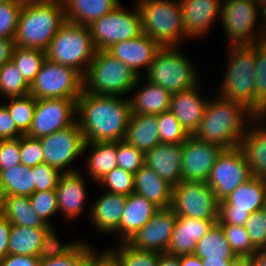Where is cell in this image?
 <instances>
[{
  "label": "cell",
  "mask_w": 266,
  "mask_h": 266,
  "mask_svg": "<svg viewBox=\"0 0 266 266\" xmlns=\"http://www.w3.org/2000/svg\"><path fill=\"white\" fill-rule=\"evenodd\" d=\"M131 116L128 98L84 92L77 99V118L85 141L108 142L124 139Z\"/></svg>",
  "instance_id": "6da1fadb"
},
{
  "label": "cell",
  "mask_w": 266,
  "mask_h": 266,
  "mask_svg": "<svg viewBox=\"0 0 266 266\" xmlns=\"http://www.w3.org/2000/svg\"><path fill=\"white\" fill-rule=\"evenodd\" d=\"M207 103L205 113L193 136L227 149L238 148L248 125L256 116L243 104L216 94ZM217 97V98H216Z\"/></svg>",
  "instance_id": "7a4b0ae2"
},
{
  "label": "cell",
  "mask_w": 266,
  "mask_h": 266,
  "mask_svg": "<svg viewBox=\"0 0 266 266\" xmlns=\"http://www.w3.org/2000/svg\"><path fill=\"white\" fill-rule=\"evenodd\" d=\"M65 22L62 0H24L14 45L46 51Z\"/></svg>",
  "instance_id": "3957f363"
},
{
  "label": "cell",
  "mask_w": 266,
  "mask_h": 266,
  "mask_svg": "<svg viewBox=\"0 0 266 266\" xmlns=\"http://www.w3.org/2000/svg\"><path fill=\"white\" fill-rule=\"evenodd\" d=\"M228 48V62L216 94L243 104L257 117L265 108L255 99V44Z\"/></svg>",
  "instance_id": "277c9868"
},
{
  "label": "cell",
  "mask_w": 266,
  "mask_h": 266,
  "mask_svg": "<svg viewBox=\"0 0 266 266\" xmlns=\"http://www.w3.org/2000/svg\"><path fill=\"white\" fill-rule=\"evenodd\" d=\"M142 32L161 47L180 46L190 39L184 31L179 0H137ZM180 43V44H179Z\"/></svg>",
  "instance_id": "5b68a950"
},
{
  "label": "cell",
  "mask_w": 266,
  "mask_h": 266,
  "mask_svg": "<svg viewBox=\"0 0 266 266\" xmlns=\"http://www.w3.org/2000/svg\"><path fill=\"white\" fill-rule=\"evenodd\" d=\"M83 91L94 95H131L139 76L105 50H97L83 76Z\"/></svg>",
  "instance_id": "8992f818"
},
{
  "label": "cell",
  "mask_w": 266,
  "mask_h": 266,
  "mask_svg": "<svg viewBox=\"0 0 266 266\" xmlns=\"http://www.w3.org/2000/svg\"><path fill=\"white\" fill-rule=\"evenodd\" d=\"M199 74L180 46H163L156 52L144 75L149 82L175 94L200 83Z\"/></svg>",
  "instance_id": "52a82bcc"
},
{
  "label": "cell",
  "mask_w": 266,
  "mask_h": 266,
  "mask_svg": "<svg viewBox=\"0 0 266 266\" xmlns=\"http://www.w3.org/2000/svg\"><path fill=\"white\" fill-rule=\"evenodd\" d=\"M259 12L257 4L246 0L221 1L220 22L228 47L252 46L266 39V20Z\"/></svg>",
  "instance_id": "ba28073f"
},
{
  "label": "cell",
  "mask_w": 266,
  "mask_h": 266,
  "mask_svg": "<svg viewBox=\"0 0 266 266\" xmlns=\"http://www.w3.org/2000/svg\"><path fill=\"white\" fill-rule=\"evenodd\" d=\"M96 51L89 27L66 21L50 41L46 58L84 76Z\"/></svg>",
  "instance_id": "9c48e42d"
},
{
  "label": "cell",
  "mask_w": 266,
  "mask_h": 266,
  "mask_svg": "<svg viewBox=\"0 0 266 266\" xmlns=\"http://www.w3.org/2000/svg\"><path fill=\"white\" fill-rule=\"evenodd\" d=\"M83 75L46 58L30 84L29 94L35 99H78L83 93Z\"/></svg>",
  "instance_id": "30bf717a"
},
{
  "label": "cell",
  "mask_w": 266,
  "mask_h": 266,
  "mask_svg": "<svg viewBox=\"0 0 266 266\" xmlns=\"http://www.w3.org/2000/svg\"><path fill=\"white\" fill-rule=\"evenodd\" d=\"M132 10L120 4L88 26L96 50H106L117 42L143 34L141 16L136 4Z\"/></svg>",
  "instance_id": "8fae6325"
},
{
  "label": "cell",
  "mask_w": 266,
  "mask_h": 266,
  "mask_svg": "<svg viewBox=\"0 0 266 266\" xmlns=\"http://www.w3.org/2000/svg\"><path fill=\"white\" fill-rule=\"evenodd\" d=\"M171 209L177 216L218 220L219 201L204 181H181L173 186Z\"/></svg>",
  "instance_id": "7c38bea8"
},
{
  "label": "cell",
  "mask_w": 266,
  "mask_h": 266,
  "mask_svg": "<svg viewBox=\"0 0 266 266\" xmlns=\"http://www.w3.org/2000/svg\"><path fill=\"white\" fill-rule=\"evenodd\" d=\"M44 163L51 165L62 173H74L80 169L71 164L84 154L85 137L76 121L73 125L48 136L40 138Z\"/></svg>",
  "instance_id": "4fadbf2b"
},
{
  "label": "cell",
  "mask_w": 266,
  "mask_h": 266,
  "mask_svg": "<svg viewBox=\"0 0 266 266\" xmlns=\"http://www.w3.org/2000/svg\"><path fill=\"white\" fill-rule=\"evenodd\" d=\"M77 118V99H36L31 127L26 134L42 138L73 125Z\"/></svg>",
  "instance_id": "5bb4252c"
},
{
  "label": "cell",
  "mask_w": 266,
  "mask_h": 266,
  "mask_svg": "<svg viewBox=\"0 0 266 266\" xmlns=\"http://www.w3.org/2000/svg\"><path fill=\"white\" fill-rule=\"evenodd\" d=\"M250 167L239 148L224 150L213 166L207 184L218 201L226 199L239 185L252 178Z\"/></svg>",
  "instance_id": "9a60e30c"
},
{
  "label": "cell",
  "mask_w": 266,
  "mask_h": 266,
  "mask_svg": "<svg viewBox=\"0 0 266 266\" xmlns=\"http://www.w3.org/2000/svg\"><path fill=\"white\" fill-rule=\"evenodd\" d=\"M224 150L219 145L200 141L190 135L182 143V181L206 182L217 158Z\"/></svg>",
  "instance_id": "2e32d148"
},
{
  "label": "cell",
  "mask_w": 266,
  "mask_h": 266,
  "mask_svg": "<svg viewBox=\"0 0 266 266\" xmlns=\"http://www.w3.org/2000/svg\"><path fill=\"white\" fill-rule=\"evenodd\" d=\"M177 220L171 208L158 210L127 243L135 249L166 252Z\"/></svg>",
  "instance_id": "e0dca14e"
},
{
  "label": "cell",
  "mask_w": 266,
  "mask_h": 266,
  "mask_svg": "<svg viewBox=\"0 0 266 266\" xmlns=\"http://www.w3.org/2000/svg\"><path fill=\"white\" fill-rule=\"evenodd\" d=\"M160 48L155 40L143 33L135 38L117 42L105 51L131 68L138 76H143L140 71L142 69L148 71Z\"/></svg>",
  "instance_id": "ac0fdd59"
},
{
  "label": "cell",
  "mask_w": 266,
  "mask_h": 266,
  "mask_svg": "<svg viewBox=\"0 0 266 266\" xmlns=\"http://www.w3.org/2000/svg\"><path fill=\"white\" fill-rule=\"evenodd\" d=\"M222 0H179L182 8L185 34L191 39H199L208 34L220 19Z\"/></svg>",
  "instance_id": "d6986e66"
},
{
  "label": "cell",
  "mask_w": 266,
  "mask_h": 266,
  "mask_svg": "<svg viewBox=\"0 0 266 266\" xmlns=\"http://www.w3.org/2000/svg\"><path fill=\"white\" fill-rule=\"evenodd\" d=\"M82 172L63 173L56 186L59 214L68 221L82 216L88 200L87 186Z\"/></svg>",
  "instance_id": "ffe728a7"
},
{
  "label": "cell",
  "mask_w": 266,
  "mask_h": 266,
  "mask_svg": "<svg viewBox=\"0 0 266 266\" xmlns=\"http://www.w3.org/2000/svg\"><path fill=\"white\" fill-rule=\"evenodd\" d=\"M127 195L105 191L89 205V222L101 235L111 236L118 230ZM95 201V202H94Z\"/></svg>",
  "instance_id": "44dd1931"
},
{
  "label": "cell",
  "mask_w": 266,
  "mask_h": 266,
  "mask_svg": "<svg viewBox=\"0 0 266 266\" xmlns=\"http://www.w3.org/2000/svg\"><path fill=\"white\" fill-rule=\"evenodd\" d=\"M201 86L198 83L188 90L172 94L171 97L169 110L175 115L189 135H193L197 130L209 101L202 94Z\"/></svg>",
  "instance_id": "7402d4cb"
},
{
  "label": "cell",
  "mask_w": 266,
  "mask_h": 266,
  "mask_svg": "<svg viewBox=\"0 0 266 266\" xmlns=\"http://www.w3.org/2000/svg\"><path fill=\"white\" fill-rule=\"evenodd\" d=\"M217 221L177 216L166 253L176 256L193 254L197 242L212 229Z\"/></svg>",
  "instance_id": "603a6c76"
},
{
  "label": "cell",
  "mask_w": 266,
  "mask_h": 266,
  "mask_svg": "<svg viewBox=\"0 0 266 266\" xmlns=\"http://www.w3.org/2000/svg\"><path fill=\"white\" fill-rule=\"evenodd\" d=\"M238 148L253 177L266 180V126L256 117L247 127Z\"/></svg>",
  "instance_id": "cb8c5ba5"
},
{
  "label": "cell",
  "mask_w": 266,
  "mask_h": 266,
  "mask_svg": "<svg viewBox=\"0 0 266 266\" xmlns=\"http://www.w3.org/2000/svg\"><path fill=\"white\" fill-rule=\"evenodd\" d=\"M160 208L136 192L127 196L118 230L112 235L127 242Z\"/></svg>",
  "instance_id": "d4e9b609"
},
{
  "label": "cell",
  "mask_w": 266,
  "mask_h": 266,
  "mask_svg": "<svg viewBox=\"0 0 266 266\" xmlns=\"http://www.w3.org/2000/svg\"><path fill=\"white\" fill-rule=\"evenodd\" d=\"M181 154L182 144L160 143L145 153V164L174 186L182 181Z\"/></svg>",
  "instance_id": "484cf974"
},
{
  "label": "cell",
  "mask_w": 266,
  "mask_h": 266,
  "mask_svg": "<svg viewBox=\"0 0 266 266\" xmlns=\"http://www.w3.org/2000/svg\"><path fill=\"white\" fill-rule=\"evenodd\" d=\"M142 77L143 76H139L136 84L131 89V92L135 93L129 98L131 113L158 115L168 111L170 109L172 94L161 86L149 82L145 78V85H139L141 84Z\"/></svg>",
  "instance_id": "4316f807"
},
{
  "label": "cell",
  "mask_w": 266,
  "mask_h": 266,
  "mask_svg": "<svg viewBox=\"0 0 266 266\" xmlns=\"http://www.w3.org/2000/svg\"><path fill=\"white\" fill-rule=\"evenodd\" d=\"M266 180L252 177L239 185L226 199L219 201V210H240L250 213L265 209Z\"/></svg>",
  "instance_id": "83f0119b"
},
{
  "label": "cell",
  "mask_w": 266,
  "mask_h": 266,
  "mask_svg": "<svg viewBox=\"0 0 266 266\" xmlns=\"http://www.w3.org/2000/svg\"><path fill=\"white\" fill-rule=\"evenodd\" d=\"M134 192L142 195L160 209L171 208L173 185L159 177L146 164L134 174Z\"/></svg>",
  "instance_id": "f1b7e54d"
},
{
  "label": "cell",
  "mask_w": 266,
  "mask_h": 266,
  "mask_svg": "<svg viewBox=\"0 0 266 266\" xmlns=\"http://www.w3.org/2000/svg\"><path fill=\"white\" fill-rule=\"evenodd\" d=\"M65 19L78 25L89 26L121 4L119 0H62Z\"/></svg>",
  "instance_id": "f546056e"
},
{
  "label": "cell",
  "mask_w": 266,
  "mask_h": 266,
  "mask_svg": "<svg viewBox=\"0 0 266 266\" xmlns=\"http://www.w3.org/2000/svg\"><path fill=\"white\" fill-rule=\"evenodd\" d=\"M123 140L144 153L160 144L157 115L131 113Z\"/></svg>",
  "instance_id": "4dcf8cb0"
},
{
  "label": "cell",
  "mask_w": 266,
  "mask_h": 266,
  "mask_svg": "<svg viewBox=\"0 0 266 266\" xmlns=\"http://www.w3.org/2000/svg\"><path fill=\"white\" fill-rule=\"evenodd\" d=\"M92 149L90 151V149ZM88 149L86 172L91 181L98 182L104 178L109 172L117 167V141L108 142H87L84 152Z\"/></svg>",
  "instance_id": "1f68e13d"
},
{
  "label": "cell",
  "mask_w": 266,
  "mask_h": 266,
  "mask_svg": "<svg viewBox=\"0 0 266 266\" xmlns=\"http://www.w3.org/2000/svg\"><path fill=\"white\" fill-rule=\"evenodd\" d=\"M1 214L11 225L44 228L47 224L32 209L28 196H1Z\"/></svg>",
  "instance_id": "d6a6232c"
},
{
  "label": "cell",
  "mask_w": 266,
  "mask_h": 266,
  "mask_svg": "<svg viewBox=\"0 0 266 266\" xmlns=\"http://www.w3.org/2000/svg\"><path fill=\"white\" fill-rule=\"evenodd\" d=\"M34 192L35 182L31 167L18 164L0 173V196L30 197Z\"/></svg>",
  "instance_id": "836d02e7"
},
{
  "label": "cell",
  "mask_w": 266,
  "mask_h": 266,
  "mask_svg": "<svg viewBox=\"0 0 266 266\" xmlns=\"http://www.w3.org/2000/svg\"><path fill=\"white\" fill-rule=\"evenodd\" d=\"M50 227L48 224L44 228L11 225L8 254L37 257L43 237Z\"/></svg>",
  "instance_id": "e575fe53"
},
{
  "label": "cell",
  "mask_w": 266,
  "mask_h": 266,
  "mask_svg": "<svg viewBox=\"0 0 266 266\" xmlns=\"http://www.w3.org/2000/svg\"><path fill=\"white\" fill-rule=\"evenodd\" d=\"M193 254L202 260H233L236 258L218 223L197 242Z\"/></svg>",
  "instance_id": "d590c367"
},
{
  "label": "cell",
  "mask_w": 266,
  "mask_h": 266,
  "mask_svg": "<svg viewBox=\"0 0 266 266\" xmlns=\"http://www.w3.org/2000/svg\"><path fill=\"white\" fill-rule=\"evenodd\" d=\"M46 60V51L35 48H24L15 45L11 61L24 79L31 84Z\"/></svg>",
  "instance_id": "8d00e7d4"
},
{
  "label": "cell",
  "mask_w": 266,
  "mask_h": 266,
  "mask_svg": "<svg viewBox=\"0 0 266 266\" xmlns=\"http://www.w3.org/2000/svg\"><path fill=\"white\" fill-rule=\"evenodd\" d=\"M9 102L4 103L18 130L26 135L31 127L36 99L32 95L6 98Z\"/></svg>",
  "instance_id": "74e56055"
},
{
  "label": "cell",
  "mask_w": 266,
  "mask_h": 266,
  "mask_svg": "<svg viewBox=\"0 0 266 266\" xmlns=\"http://www.w3.org/2000/svg\"><path fill=\"white\" fill-rule=\"evenodd\" d=\"M30 84L19 73L12 61L0 67V97L11 98L29 95Z\"/></svg>",
  "instance_id": "f35d334b"
},
{
  "label": "cell",
  "mask_w": 266,
  "mask_h": 266,
  "mask_svg": "<svg viewBox=\"0 0 266 266\" xmlns=\"http://www.w3.org/2000/svg\"><path fill=\"white\" fill-rule=\"evenodd\" d=\"M114 248H108L117 258L120 266H157L160 252L138 250L127 242H118Z\"/></svg>",
  "instance_id": "ab89813d"
},
{
  "label": "cell",
  "mask_w": 266,
  "mask_h": 266,
  "mask_svg": "<svg viewBox=\"0 0 266 266\" xmlns=\"http://www.w3.org/2000/svg\"><path fill=\"white\" fill-rule=\"evenodd\" d=\"M157 122L161 143L182 144L190 136L170 110L158 114Z\"/></svg>",
  "instance_id": "60d3db41"
},
{
  "label": "cell",
  "mask_w": 266,
  "mask_h": 266,
  "mask_svg": "<svg viewBox=\"0 0 266 266\" xmlns=\"http://www.w3.org/2000/svg\"><path fill=\"white\" fill-rule=\"evenodd\" d=\"M223 229L226 240L228 241L236 257L251 258L258 250L252 245L245 226L219 224Z\"/></svg>",
  "instance_id": "b9f144b4"
},
{
  "label": "cell",
  "mask_w": 266,
  "mask_h": 266,
  "mask_svg": "<svg viewBox=\"0 0 266 266\" xmlns=\"http://www.w3.org/2000/svg\"><path fill=\"white\" fill-rule=\"evenodd\" d=\"M98 183L110 193L128 196L134 192V174L120 167L114 168Z\"/></svg>",
  "instance_id": "7bdbcfd3"
},
{
  "label": "cell",
  "mask_w": 266,
  "mask_h": 266,
  "mask_svg": "<svg viewBox=\"0 0 266 266\" xmlns=\"http://www.w3.org/2000/svg\"><path fill=\"white\" fill-rule=\"evenodd\" d=\"M51 226L43 237L37 257L40 260L52 259L69 253L80 241L61 243L56 233V227Z\"/></svg>",
  "instance_id": "ee69618b"
},
{
  "label": "cell",
  "mask_w": 266,
  "mask_h": 266,
  "mask_svg": "<svg viewBox=\"0 0 266 266\" xmlns=\"http://www.w3.org/2000/svg\"><path fill=\"white\" fill-rule=\"evenodd\" d=\"M24 0L0 3V38L14 39Z\"/></svg>",
  "instance_id": "f6af8a7d"
},
{
  "label": "cell",
  "mask_w": 266,
  "mask_h": 266,
  "mask_svg": "<svg viewBox=\"0 0 266 266\" xmlns=\"http://www.w3.org/2000/svg\"><path fill=\"white\" fill-rule=\"evenodd\" d=\"M32 209L48 225L52 226L51 217L59 212L55 190L34 192L29 197Z\"/></svg>",
  "instance_id": "bcb514c9"
},
{
  "label": "cell",
  "mask_w": 266,
  "mask_h": 266,
  "mask_svg": "<svg viewBox=\"0 0 266 266\" xmlns=\"http://www.w3.org/2000/svg\"><path fill=\"white\" fill-rule=\"evenodd\" d=\"M145 164V153L124 140L117 141V167L135 174Z\"/></svg>",
  "instance_id": "7dc6e473"
},
{
  "label": "cell",
  "mask_w": 266,
  "mask_h": 266,
  "mask_svg": "<svg viewBox=\"0 0 266 266\" xmlns=\"http://www.w3.org/2000/svg\"><path fill=\"white\" fill-rule=\"evenodd\" d=\"M255 99L266 109V39L255 44Z\"/></svg>",
  "instance_id": "c3c4849f"
},
{
  "label": "cell",
  "mask_w": 266,
  "mask_h": 266,
  "mask_svg": "<svg viewBox=\"0 0 266 266\" xmlns=\"http://www.w3.org/2000/svg\"><path fill=\"white\" fill-rule=\"evenodd\" d=\"M89 257V243L81 240L69 253L40 260L39 266H85Z\"/></svg>",
  "instance_id": "681fc988"
},
{
  "label": "cell",
  "mask_w": 266,
  "mask_h": 266,
  "mask_svg": "<svg viewBox=\"0 0 266 266\" xmlns=\"http://www.w3.org/2000/svg\"><path fill=\"white\" fill-rule=\"evenodd\" d=\"M245 229L252 245L257 250L266 249V210L256 211L250 214Z\"/></svg>",
  "instance_id": "f907efd6"
},
{
  "label": "cell",
  "mask_w": 266,
  "mask_h": 266,
  "mask_svg": "<svg viewBox=\"0 0 266 266\" xmlns=\"http://www.w3.org/2000/svg\"><path fill=\"white\" fill-rule=\"evenodd\" d=\"M32 173L35 182V192L55 190L59 178L63 174L44 162L32 167Z\"/></svg>",
  "instance_id": "816d5d0a"
},
{
  "label": "cell",
  "mask_w": 266,
  "mask_h": 266,
  "mask_svg": "<svg viewBox=\"0 0 266 266\" xmlns=\"http://www.w3.org/2000/svg\"><path fill=\"white\" fill-rule=\"evenodd\" d=\"M21 164L27 167H34L44 162V155L41 141L27 135L20 137Z\"/></svg>",
  "instance_id": "f5cc1de1"
},
{
  "label": "cell",
  "mask_w": 266,
  "mask_h": 266,
  "mask_svg": "<svg viewBox=\"0 0 266 266\" xmlns=\"http://www.w3.org/2000/svg\"><path fill=\"white\" fill-rule=\"evenodd\" d=\"M18 164H21L20 137L0 140V173Z\"/></svg>",
  "instance_id": "db71d44e"
},
{
  "label": "cell",
  "mask_w": 266,
  "mask_h": 266,
  "mask_svg": "<svg viewBox=\"0 0 266 266\" xmlns=\"http://www.w3.org/2000/svg\"><path fill=\"white\" fill-rule=\"evenodd\" d=\"M23 134L16 127L7 107L0 104V140L16 139Z\"/></svg>",
  "instance_id": "11a10c76"
},
{
  "label": "cell",
  "mask_w": 266,
  "mask_h": 266,
  "mask_svg": "<svg viewBox=\"0 0 266 266\" xmlns=\"http://www.w3.org/2000/svg\"><path fill=\"white\" fill-rule=\"evenodd\" d=\"M85 266H120L116 256L109 250L105 249L99 254L97 250L89 245V257Z\"/></svg>",
  "instance_id": "9f6ffc18"
},
{
  "label": "cell",
  "mask_w": 266,
  "mask_h": 266,
  "mask_svg": "<svg viewBox=\"0 0 266 266\" xmlns=\"http://www.w3.org/2000/svg\"><path fill=\"white\" fill-rule=\"evenodd\" d=\"M250 214L248 211L218 210L217 223L245 226Z\"/></svg>",
  "instance_id": "6f0895ef"
},
{
  "label": "cell",
  "mask_w": 266,
  "mask_h": 266,
  "mask_svg": "<svg viewBox=\"0 0 266 266\" xmlns=\"http://www.w3.org/2000/svg\"><path fill=\"white\" fill-rule=\"evenodd\" d=\"M39 262L38 257L8 254L0 261V266H39Z\"/></svg>",
  "instance_id": "680465c9"
},
{
  "label": "cell",
  "mask_w": 266,
  "mask_h": 266,
  "mask_svg": "<svg viewBox=\"0 0 266 266\" xmlns=\"http://www.w3.org/2000/svg\"><path fill=\"white\" fill-rule=\"evenodd\" d=\"M10 229V222L2 214H0V261L8 255Z\"/></svg>",
  "instance_id": "91938a15"
},
{
  "label": "cell",
  "mask_w": 266,
  "mask_h": 266,
  "mask_svg": "<svg viewBox=\"0 0 266 266\" xmlns=\"http://www.w3.org/2000/svg\"><path fill=\"white\" fill-rule=\"evenodd\" d=\"M14 46L13 39L0 38V67L11 61Z\"/></svg>",
  "instance_id": "94428289"
},
{
  "label": "cell",
  "mask_w": 266,
  "mask_h": 266,
  "mask_svg": "<svg viewBox=\"0 0 266 266\" xmlns=\"http://www.w3.org/2000/svg\"><path fill=\"white\" fill-rule=\"evenodd\" d=\"M157 266H180L179 256L168 254L166 252L161 253Z\"/></svg>",
  "instance_id": "6125c7cd"
},
{
  "label": "cell",
  "mask_w": 266,
  "mask_h": 266,
  "mask_svg": "<svg viewBox=\"0 0 266 266\" xmlns=\"http://www.w3.org/2000/svg\"><path fill=\"white\" fill-rule=\"evenodd\" d=\"M180 266H203L202 259L194 254L180 255Z\"/></svg>",
  "instance_id": "be15d7a7"
},
{
  "label": "cell",
  "mask_w": 266,
  "mask_h": 266,
  "mask_svg": "<svg viewBox=\"0 0 266 266\" xmlns=\"http://www.w3.org/2000/svg\"><path fill=\"white\" fill-rule=\"evenodd\" d=\"M251 261L253 266H266V249L255 252Z\"/></svg>",
  "instance_id": "e7e4bbea"
},
{
  "label": "cell",
  "mask_w": 266,
  "mask_h": 266,
  "mask_svg": "<svg viewBox=\"0 0 266 266\" xmlns=\"http://www.w3.org/2000/svg\"><path fill=\"white\" fill-rule=\"evenodd\" d=\"M229 266H252V261L249 257H236L230 262Z\"/></svg>",
  "instance_id": "03108f58"
},
{
  "label": "cell",
  "mask_w": 266,
  "mask_h": 266,
  "mask_svg": "<svg viewBox=\"0 0 266 266\" xmlns=\"http://www.w3.org/2000/svg\"><path fill=\"white\" fill-rule=\"evenodd\" d=\"M232 260H202L203 266H229Z\"/></svg>",
  "instance_id": "003e7915"
},
{
  "label": "cell",
  "mask_w": 266,
  "mask_h": 266,
  "mask_svg": "<svg viewBox=\"0 0 266 266\" xmlns=\"http://www.w3.org/2000/svg\"><path fill=\"white\" fill-rule=\"evenodd\" d=\"M258 7L260 9V13H262L264 20H266V0H260Z\"/></svg>",
  "instance_id": "a7ac6f4b"
},
{
  "label": "cell",
  "mask_w": 266,
  "mask_h": 266,
  "mask_svg": "<svg viewBox=\"0 0 266 266\" xmlns=\"http://www.w3.org/2000/svg\"><path fill=\"white\" fill-rule=\"evenodd\" d=\"M257 118L266 126V109L262 111Z\"/></svg>",
  "instance_id": "89a4df30"
},
{
  "label": "cell",
  "mask_w": 266,
  "mask_h": 266,
  "mask_svg": "<svg viewBox=\"0 0 266 266\" xmlns=\"http://www.w3.org/2000/svg\"><path fill=\"white\" fill-rule=\"evenodd\" d=\"M246 1H248V2H252V3H255V4H259V2H260V0H246Z\"/></svg>",
  "instance_id": "2644e50d"
},
{
  "label": "cell",
  "mask_w": 266,
  "mask_h": 266,
  "mask_svg": "<svg viewBox=\"0 0 266 266\" xmlns=\"http://www.w3.org/2000/svg\"><path fill=\"white\" fill-rule=\"evenodd\" d=\"M7 1H12V0H0V3L7 2Z\"/></svg>",
  "instance_id": "8c879c8a"
},
{
  "label": "cell",
  "mask_w": 266,
  "mask_h": 266,
  "mask_svg": "<svg viewBox=\"0 0 266 266\" xmlns=\"http://www.w3.org/2000/svg\"><path fill=\"white\" fill-rule=\"evenodd\" d=\"M0 214H1V196H0Z\"/></svg>",
  "instance_id": "753ad0ef"
}]
</instances>
